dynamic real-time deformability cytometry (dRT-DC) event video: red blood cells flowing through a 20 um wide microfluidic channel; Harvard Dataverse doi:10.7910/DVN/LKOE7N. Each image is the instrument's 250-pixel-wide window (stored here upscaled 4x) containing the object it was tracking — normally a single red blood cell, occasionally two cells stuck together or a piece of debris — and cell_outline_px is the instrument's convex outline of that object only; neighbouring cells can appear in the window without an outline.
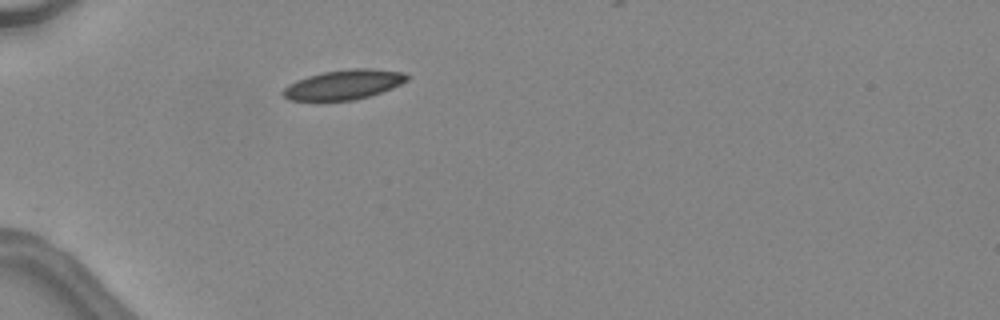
{"species": "common noctule bat (a hibernating species)", "species_latin": "Nyctalus noctula", "temperature_condition": "warm", "stored_images_in_passage": 30, "camera_frame_rate_fps": 3000, "um_per_image_px": 0.085, "animal": {"sex": "female", "body_mass_g": 24.6, "forearm_length_mm": 56.2}, "frame": {"image": 1, "passage_image": 1, "time_ms": 0.0, "image_size_px": [1000, 320], "cell_outline_px": [[408, 80], [392, 88], [368, 96], [352, 100], [288, 100], [280, 92], [288, 84], [296, 80], [308, 76], [324, 72], [348, 68], [368, 68], [404, 72], [408, 76]], "centroid_in_image_um": [29.2, 7.18], "position_along_channel_um": 55.8, "area_um2": 21.33}}
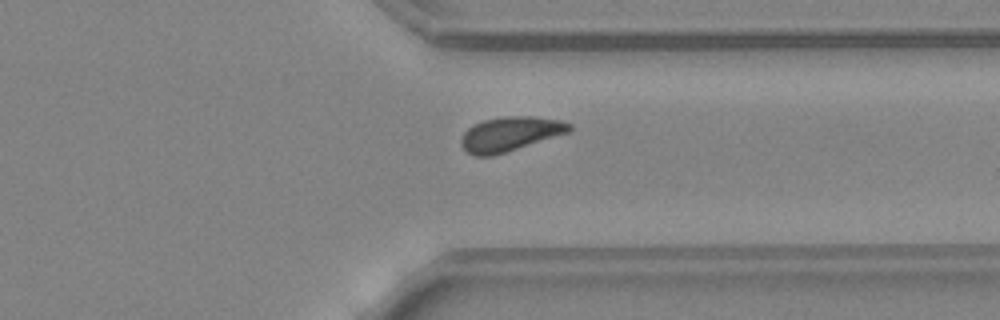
{"frame": {"image": 2, "passage_image": 23, "time_ms": 7.333, "image_size_px": [1000, 320], "cell_outline_px": [[572, 132], [492, 156], [476, 156], [468, 152], [460, 144], [460, 140], [464, 132], [472, 124], [484, 120], [504, 116], [532, 116], [560, 120], [572, 124]], "centroid_in_image_um": [43.39, 11.38], "position_along_channel_um": 368.0, "area_um2": 21.85}}
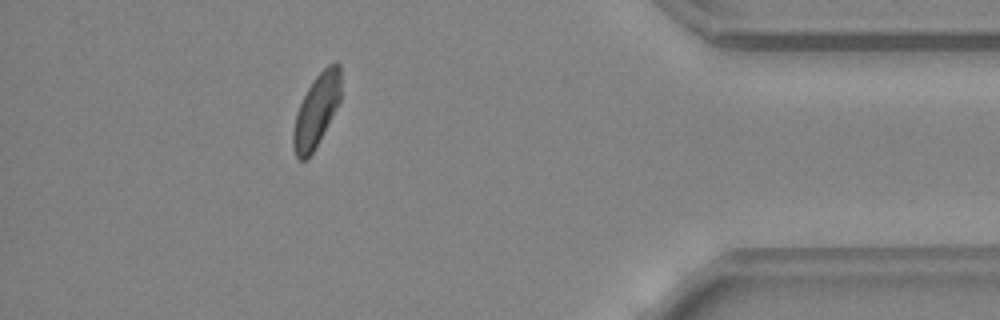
{"frame": {"image": 3, "passage_image": 28, "time_ms": 9.0, "image_size_px": [1000, 320], "cell_outline_px": [[340, 100], [336, 108], [308, 160], [300, 160], [296, 156], [292, 144], [292, 132], [296, 112], [312, 80], [328, 64], [336, 60], [340, 64]], "centroid_in_image_um": [26.88, 9.38], "position_along_channel_um": 408.3, "area_um2": 19.94}, "authors_computed_cell_mechanics": {"area_um2": 21.2993, "velocity_mm_per_s": 4.5386, "shape_relaxation_time_tau1_ms": 5.8569, "shape_relaxation_time_tau2_ms": 3.4729, "deformation_change_tau1": 0.1245, "deformation_change_tau2": 0.0989}}